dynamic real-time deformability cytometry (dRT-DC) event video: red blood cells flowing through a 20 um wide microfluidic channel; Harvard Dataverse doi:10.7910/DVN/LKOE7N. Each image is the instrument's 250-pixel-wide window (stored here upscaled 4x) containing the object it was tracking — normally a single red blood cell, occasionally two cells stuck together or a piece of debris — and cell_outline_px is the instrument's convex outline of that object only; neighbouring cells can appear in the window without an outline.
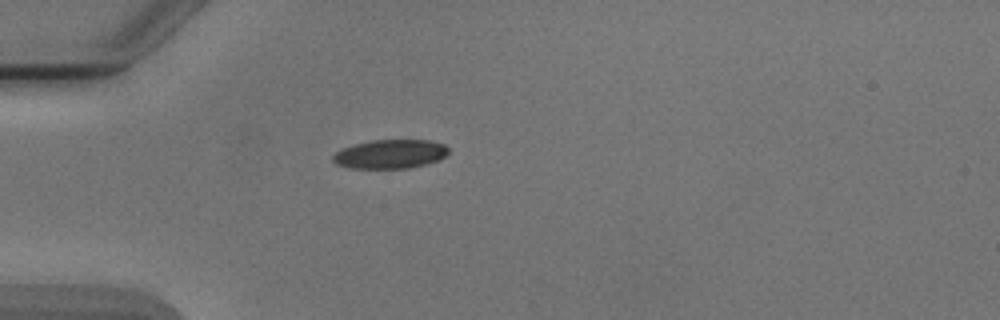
{"species": "Egyptian fruit bat (a non-hibernating species)", "species_latin": "Rousettus aegyptiacus", "temperature_condition": "cold", "stored_images_in_passage": 2, "camera_frame_rate_fps": 3000, "um_per_image_px": 0.085, "animal": {"sex": "male"}, "frame": {"image": 1, "passage_image": 1, "time_ms": 0.0, "image_size_px": [1000, 320], "cell_outline_px": [[448, 152], [440, 160], [408, 168], [348, 168], [336, 164], [332, 160], [332, 156], [336, 152], [344, 148], [356, 144], [372, 140], [428, 140], [444, 144], [448, 148]], "centroid_in_image_um": [33.16, 13.1], "position_along_channel_um": 51.8, "area_um2": 19.36}}